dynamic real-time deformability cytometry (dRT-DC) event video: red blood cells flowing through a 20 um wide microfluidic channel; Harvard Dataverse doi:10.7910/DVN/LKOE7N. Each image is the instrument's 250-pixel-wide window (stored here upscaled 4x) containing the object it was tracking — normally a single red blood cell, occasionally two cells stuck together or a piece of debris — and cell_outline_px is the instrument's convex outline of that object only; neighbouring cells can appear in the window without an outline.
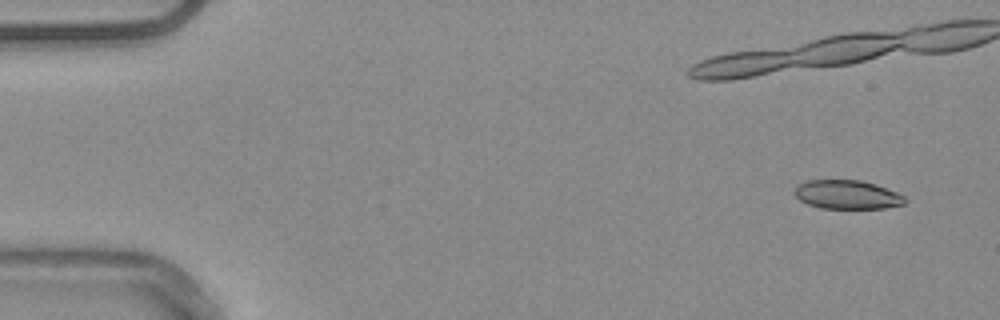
{"species": "common noctule bat (a hibernating species)", "species_latin": "Nyctalus noctula", "temperature_condition": "warm", "stored_images_in_passage": 25, "camera_frame_rate_fps": 3000, "um_per_image_px": 0.085, "animal": {"sex": "male", "body_mass_g": 20.4}, "frame": {"image": 1, "passage_image": 4, "time_ms": 1.0, "image_size_px": [1000, 320], "cell_outline_px": [[908, 200], [904, 204], [884, 208], [820, 208], [808, 204], [800, 200], [796, 196], [796, 188], [800, 184], [808, 180], [860, 180], [896, 192], [904, 196]], "centroid_in_image_um": [72.02, 16.55], "position_along_channel_um": 13.0, "area_um2": 18.21}}